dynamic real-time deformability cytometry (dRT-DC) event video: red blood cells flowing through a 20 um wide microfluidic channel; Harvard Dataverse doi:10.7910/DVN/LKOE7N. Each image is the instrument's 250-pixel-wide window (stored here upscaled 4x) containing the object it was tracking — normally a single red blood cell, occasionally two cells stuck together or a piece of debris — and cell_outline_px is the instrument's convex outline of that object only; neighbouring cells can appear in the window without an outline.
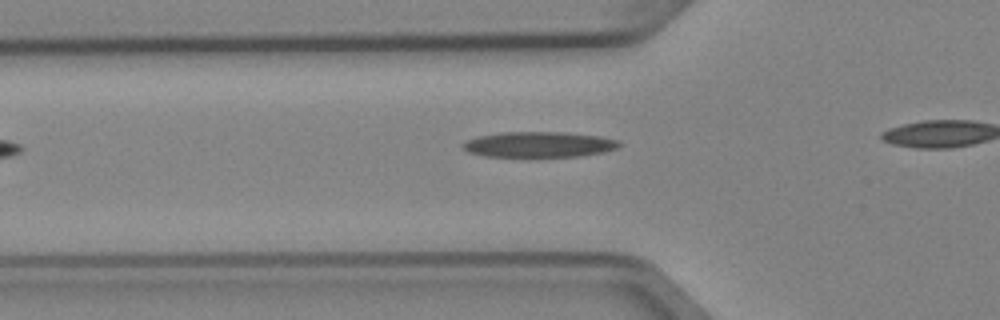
{"species": "Egyptian fruit bat (a non-hibernating species)", "species_latin": "Rousettus aegyptiacus", "temperature_condition": "cold", "stored_images_in_passage": 3, "segment_of_instrument_passage": [1, 2], "camera_frame_rate_fps": 3000, "um_per_image_px": 0.085, "animal": {"sex": "female"}, "frame": {"image": 1, "passage_image": 2, "time_ms": 0.333, "image_size_px": [1000, 320], "cell_outline_px": [[620, 144], [616, 148], [604, 152], [580, 156], [484, 156], [468, 152], [464, 148], [464, 144], [468, 140], [480, 136], [504, 132], [564, 132], [600, 136], [620, 140]], "centroid_in_image_um": [45.87, 12.27], "position_along_channel_um": 79.9, "area_um2": 22.95}}